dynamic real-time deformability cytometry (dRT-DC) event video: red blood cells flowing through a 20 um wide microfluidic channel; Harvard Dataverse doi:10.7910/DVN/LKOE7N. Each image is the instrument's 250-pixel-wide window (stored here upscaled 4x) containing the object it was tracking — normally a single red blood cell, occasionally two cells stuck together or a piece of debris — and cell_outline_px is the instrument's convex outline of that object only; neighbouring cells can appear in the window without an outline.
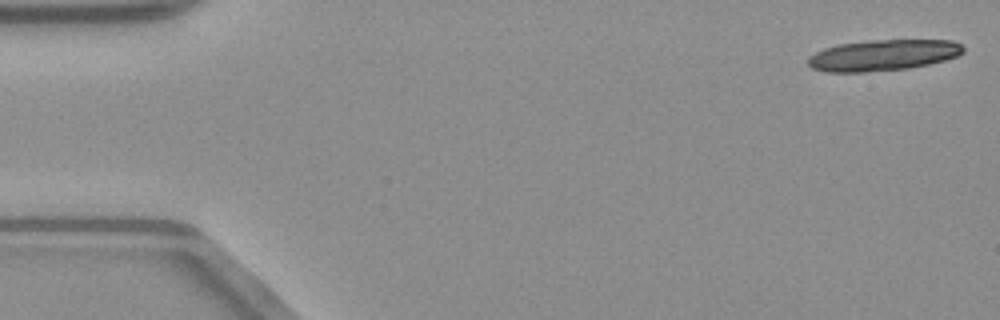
{"species": "common noctule bat (a hibernating species)", "species_latin": "Nyctalus noctula", "temperature_condition": "warm", "stored_images_in_passage": 17, "camera_frame_rate_fps": 3000, "um_per_image_px": 0.085, "animal": {"sex": "male", "body_mass_g": 23.1, "forearm_length_mm": 52.7}, "frame": {"image": 1, "passage_image": 1, "time_ms": 0.0, "image_size_px": [1000, 320], "cell_outline_px": [[964, 52], [956, 56], [944, 60], [928, 64], [908, 68], [864, 72], [828, 72], [812, 68], [808, 64], [808, 56], [824, 48], [840, 44], [872, 40], [952, 40], [960, 44], [964, 48]], "centroid_in_image_um": [75.05, 4.69], "position_along_channel_um": 10.0, "area_um2": 27.92}}